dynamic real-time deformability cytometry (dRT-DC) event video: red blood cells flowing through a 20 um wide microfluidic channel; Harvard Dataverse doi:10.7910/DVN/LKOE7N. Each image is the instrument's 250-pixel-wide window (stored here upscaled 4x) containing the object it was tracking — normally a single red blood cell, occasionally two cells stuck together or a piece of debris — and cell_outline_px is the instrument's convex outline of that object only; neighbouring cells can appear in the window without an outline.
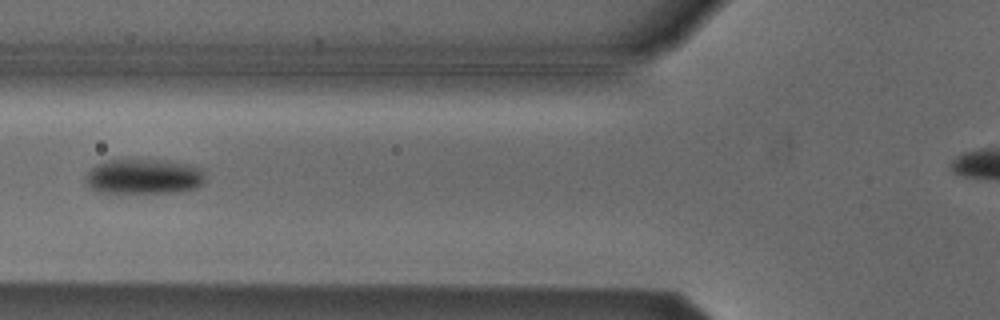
{"species": "Egyptian fruit bat (a non-hibernating species)", "species_latin": "Rousettus aegyptiacus", "temperature_condition": "cold", "stored_images_in_passage": 6, "camera_frame_rate_fps": 3000, "um_per_image_px": 0.085, "animal": {"sex": "male"}, "frame": {"image": 1, "passage_image": 5, "time_ms": 1.333, "image_size_px": [1000, 320], "cell_outline_px": [[204, 180], [196, 188], [172, 192], [108, 196], [92, 188], [84, 180], [84, 176], [96, 164], [108, 160], [164, 160], [188, 164], [200, 168], [204, 176]], "centroid_in_image_um": [12.13, 15.05], "position_along_channel_um": 113.7, "area_um2": 25.14}}
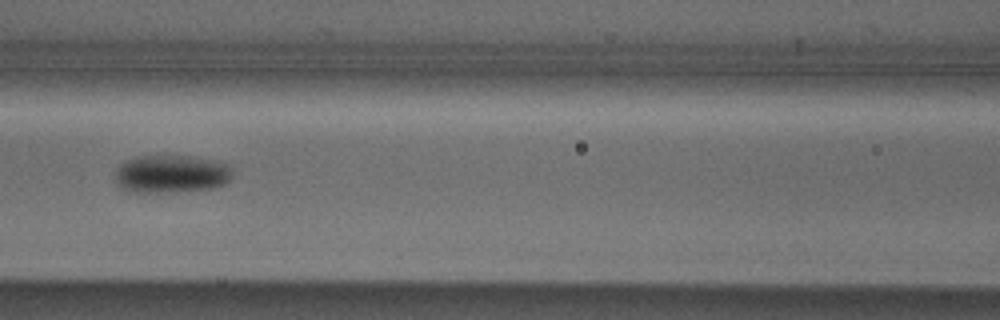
{"frame": {"image": 2, "passage_image": 6, "time_ms": 1.667, "image_size_px": [1000, 320], "cell_outline_px": [[232, 176], [228, 184], [212, 188], [176, 192], [128, 192], [120, 188], [112, 180], [116, 168], [124, 160], [136, 156], [192, 156], [216, 160], [228, 164], [232, 168]], "centroid_in_image_um": [14.52, 14.79], "position_along_channel_um": 152.1, "area_um2": 26.76}}